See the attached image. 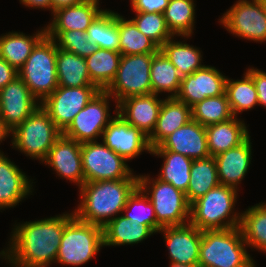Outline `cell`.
<instances>
[{
	"label": "cell",
	"instance_id": "31",
	"mask_svg": "<svg viewBox=\"0 0 266 267\" xmlns=\"http://www.w3.org/2000/svg\"><path fill=\"white\" fill-rule=\"evenodd\" d=\"M190 175L185 194L189 204L220 184L215 157L213 156L193 160Z\"/></svg>",
	"mask_w": 266,
	"mask_h": 267
},
{
	"label": "cell",
	"instance_id": "48",
	"mask_svg": "<svg viewBox=\"0 0 266 267\" xmlns=\"http://www.w3.org/2000/svg\"><path fill=\"white\" fill-rule=\"evenodd\" d=\"M12 131L6 126V124L0 119V144L5 141L7 137H11ZM0 154H4L0 150Z\"/></svg>",
	"mask_w": 266,
	"mask_h": 267
},
{
	"label": "cell",
	"instance_id": "7",
	"mask_svg": "<svg viewBox=\"0 0 266 267\" xmlns=\"http://www.w3.org/2000/svg\"><path fill=\"white\" fill-rule=\"evenodd\" d=\"M138 186L150 199L157 218V232L165 226H182L189 223L190 204L185 193L170 183L138 175Z\"/></svg>",
	"mask_w": 266,
	"mask_h": 267
},
{
	"label": "cell",
	"instance_id": "40",
	"mask_svg": "<svg viewBox=\"0 0 266 267\" xmlns=\"http://www.w3.org/2000/svg\"><path fill=\"white\" fill-rule=\"evenodd\" d=\"M124 212V214H123ZM122 215L132 222L148 225L155 233H157V218L155 210L148 196L138 186L128 198L126 206L122 211Z\"/></svg>",
	"mask_w": 266,
	"mask_h": 267
},
{
	"label": "cell",
	"instance_id": "26",
	"mask_svg": "<svg viewBox=\"0 0 266 267\" xmlns=\"http://www.w3.org/2000/svg\"><path fill=\"white\" fill-rule=\"evenodd\" d=\"M46 35V28L30 35L23 32H8L0 35V57L17 71L27 61L36 44Z\"/></svg>",
	"mask_w": 266,
	"mask_h": 267
},
{
	"label": "cell",
	"instance_id": "5",
	"mask_svg": "<svg viewBox=\"0 0 266 267\" xmlns=\"http://www.w3.org/2000/svg\"><path fill=\"white\" fill-rule=\"evenodd\" d=\"M56 55L55 40L45 35L18 70V76L40 103L58 87Z\"/></svg>",
	"mask_w": 266,
	"mask_h": 267
},
{
	"label": "cell",
	"instance_id": "10",
	"mask_svg": "<svg viewBox=\"0 0 266 267\" xmlns=\"http://www.w3.org/2000/svg\"><path fill=\"white\" fill-rule=\"evenodd\" d=\"M81 158L85 182L138 178L127 161L103 142L82 143Z\"/></svg>",
	"mask_w": 266,
	"mask_h": 267
},
{
	"label": "cell",
	"instance_id": "16",
	"mask_svg": "<svg viewBox=\"0 0 266 267\" xmlns=\"http://www.w3.org/2000/svg\"><path fill=\"white\" fill-rule=\"evenodd\" d=\"M227 77L214 66L206 65L182 78L176 99L192 107L207 97L225 93Z\"/></svg>",
	"mask_w": 266,
	"mask_h": 267
},
{
	"label": "cell",
	"instance_id": "43",
	"mask_svg": "<svg viewBox=\"0 0 266 267\" xmlns=\"http://www.w3.org/2000/svg\"><path fill=\"white\" fill-rule=\"evenodd\" d=\"M134 12L161 13L168 6L169 0H130Z\"/></svg>",
	"mask_w": 266,
	"mask_h": 267
},
{
	"label": "cell",
	"instance_id": "22",
	"mask_svg": "<svg viewBox=\"0 0 266 267\" xmlns=\"http://www.w3.org/2000/svg\"><path fill=\"white\" fill-rule=\"evenodd\" d=\"M249 136L239 146L215 156L217 173L221 185L239 191V184L249 171L252 160V142Z\"/></svg>",
	"mask_w": 266,
	"mask_h": 267
},
{
	"label": "cell",
	"instance_id": "2",
	"mask_svg": "<svg viewBox=\"0 0 266 267\" xmlns=\"http://www.w3.org/2000/svg\"><path fill=\"white\" fill-rule=\"evenodd\" d=\"M137 187L138 178L85 182L79 188L80 202L74 214L80 221L104 228L122 214Z\"/></svg>",
	"mask_w": 266,
	"mask_h": 267
},
{
	"label": "cell",
	"instance_id": "21",
	"mask_svg": "<svg viewBox=\"0 0 266 267\" xmlns=\"http://www.w3.org/2000/svg\"><path fill=\"white\" fill-rule=\"evenodd\" d=\"M163 99L154 93L132 96L118 103V114L148 137L152 134Z\"/></svg>",
	"mask_w": 266,
	"mask_h": 267
},
{
	"label": "cell",
	"instance_id": "3",
	"mask_svg": "<svg viewBox=\"0 0 266 267\" xmlns=\"http://www.w3.org/2000/svg\"><path fill=\"white\" fill-rule=\"evenodd\" d=\"M237 196L238 190L219 184L190 204L189 223L201 231L239 227L241 212L235 209Z\"/></svg>",
	"mask_w": 266,
	"mask_h": 267
},
{
	"label": "cell",
	"instance_id": "4",
	"mask_svg": "<svg viewBox=\"0 0 266 267\" xmlns=\"http://www.w3.org/2000/svg\"><path fill=\"white\" fill-rule=\"evenodd\" d=\"M240 227L203 230L200 267H248L254 260L247 251Z\"/></svg>",
	"mask_w": 266,
	"mask_h": 267
},
{
	"label": "cell",
	"instance_id": "30",
	"mask_svg": "<svg viewBox=\"0 0 266 267\" xmlns=\"http://www.w3.org/2000/svg\"><path fill=\"white\" fill-rule=\"evenodd\" d=\"M175 36L167 40L161 47L160 51L176 67L180 76L191 75L196 70L203 68L202 51L184 41L174 40Z\"/></svg>",
	"mask_w": 266,
	"mask_h": 267
},
{
	"label": "cell",
	"instance_id": "11",
	"mask_svg": "<svg viewBox=\"0 0 266 267\" xmlns=\"http://www.w3.org/2000/svg\"><path fill=\"white\" fill-rule=\"evenodd\" d=\"M111 99L118 107V104L108 92L100 90L74 117L62 134L80 144L97 141L99 137L101 139L104 129L114 118L109 107Z\"/></svg>",
	"mask_w": 266,
	"mask_h": 267
},
{
	"label": "cell",
	"instance_id": "35",
	"mask_svg": "<svg viewBox=\"0 0 266 267\" xmlns=\"http://www.w3.org/2000/svg\"><path fill=\"white\" fill-rule=\"evenodd\" d=\"M86 34L98 48L120 52L118 12L103 10L87 28Z\"/></svg>",
	"mask_w": 266,
	"mask_h": 267
},
{
	"label": "cell",
	"instance_id": "33",
	"mask_svg": "<svg viewBox=\"0 0 266 267\" xmlns=\"http://www.w3.org/2000/svg\"><path fill=\"white\" fill-rule=\"evenodd\" d=\"M239 227L248 248L266 253V203L260 202L242 211Z\"/></svg>",
	"mask_w": 266,
	"mask_h": 267
},
{
	"label": "cell",
	"instance_id": "51",
	"mask_svg": "<svg viewBox=\"0 0 266 267\" xmlns=\"http://www.w3.org/2000/svg\"><path fill=\"white\" fill-rule=\"evenodd\" d=\"M263 3H264V7L266 9V0H263Z\"/></svg>",
	"mask_w": 266,
	"mask_h": 267
},
{
	"label": "cell",
	"instance_id": "47",
	"mask_svg": "<svg viewBox=\"0 0 266 267\" xmlns=\"http://www.w3.org/2000/svg\"><path fill=\"white\" fill-rule=\"evenodd\" d=\"M85 0H51L52 14L58 9L73 6L84 2Z\"/></svg>",
	"mask_w": 266,
	"mask_h": 267
},
{
	"label": "cell",
	"instance_id": "20",
	"mask_svg": "<svg viewBox=\"0 0 266 267\" xmlns=\"http://www.w3.org/2000/svg\"><path fill=\"white\" fill-rule=\"evenodd\" d=\"M33 181L8 156L0 154V211L14 208L32 195Z\"/></svg>",
	"mask_w": 266,
	"mask_h": 267
},
{
	"label": "cell",
	"instance_id": "42",
	"mask_svg": "<svg viewBox=\"0 0 266 267\" xmlns=\"http://www.w3.org/2000/svg\"><path fill=\"white\" fill-rule=\"evenodd\" d=\"M131 20L138 30L150 38L159 48L173 37L167 28L164 14L135 12V16Z\"/></svg>",
	"mask_w": 266,
	"mask_h": 267
},
{
	"label": "cell",
	"instance_id": "34",
	"mask_svg": "<svg viewBox=\"0 0 266 267\" xmlns=\"http://www.w3.org/2000/svg\"><path fill=\"white\" fill-rule=\"evenodd\" d=\"M121 56L120 52L97 48L85 58L90 80L100 90H105L115 78Z\"/></svg>",
	"mask_w": 266,
	"mask_h": 267
},
{
	"label": "cell",
	"instance_id": "13",
	"mask_svg": "<svg viewBox=\"0 0 266 267\" xmlns=\"http://www.w3.org/2000/svg\"><path fill=\"white\" fill-rule=\"evenodd\" d=\"M99 91L97 86H58L41 103V107L63 132Z\"/></svg>",
	"mask_w": 266,
	"mask_h": 267
},
{
	"label": "cell",
	"instance_id": "32",
	"mask_svg": "<svg viewBox=\"0 0 266 267\" xmlns=\"http://www.w3.org/2000/svg\"><path fill=\"white\" fill-rule=\"evenodd\" d=\"M150 79L152 93L156 95L169 93L166 94V98L176 97L182 81L176 67L160 50L152 58Z\"/></svg>",
	"mask_w": 266,
	"mask_h": 267
},
{
	"label": "cell",
	"instance_id": "29",
	"mask_svg": "<svg viewBox=\"0 0 266 267\" xmlns=\"http://www.w3.org/2000/svg\"><path fill=\"white\" fill-rule=\"evenodd\" d=\"M150 154L163 158L160 173L156 178L172 184L186 194L193 159L172 151H151Z\"/></svg>",
	"mask_w": 266,
	"mask_h": 267
},
{
	"label": "cell",
	"instance_id": "23",
	"mask_svg": "<svg viewBox=\"0 0 266 267\" xmlns=\"http://www.w3.org/2000/svg\"><path fill=\"white\" fill-rule=\"evenodd\" d=\"M99 2L85 0L84 2L58 9L53 12L51 22L46 24V31H87L94 19L104 10Z\"/></svg>",
	"mask_w": 266,
	"mask_h": 267
},
{
	"label": "cell",
	"instance_id": "6",
	"mask_svg": "<svg viewBox=\"0 0 266 267\" xmlns=\"http://www.w3.org/2000/svg\"><path fill=\"white\" fill-rule=\"evenodd\" d=\"M11 135L13 148L43 163L62 131L40 105Z\"/></svg>",
	"mask_w": 266,
	"mask_h": 267
},
{
	"label": "cell",
	"instance_id": "50",
	"mask_svg": "<svg viewBox=\"0 0 266 267\" xmlns=\"http://www.w3.org/2000/svg\"><path fill=\"white\" fill-rule=\"evenodd\" d=\"M248 267H256L255 261H253Z\"/></svg>",
	"mask_w": 266,
	"mask_h": 267
},
{
	"label": "cell",
	"instance_id": "36",
	"mask_svg": "<svg viewBox=\"0 0 266 267\" xmlns=\"http://www.w3.org/2000/svg\"><path fill=\"white\" fill-rule=\"evenodd\" d=\"M196 5L194 0H169L164 11L167 28L173 36L189 39L195 25Z\"/></svg>",
	"mask_w": 266,
	"mask_h": 267
},
{
	"label": "cell",
	"instance_id": "49",
	"mask_svg": "<svg viewBox=\"0 0 266 267\" xmlns=\"http://www.w3.org/2000/svg\"><path fill=\"white\" fill-rule=\"evenodd\" d=\"M170 267H200L199 265H188L183 263L170 262Z\"/></svg>",
	"mask_w": 266,
	"mask_h": 267
},
{
	"label": "cell",
	"instance_id": "9",
	"mask_svg": "<svg viewBox=\"0 0 266 267\" xmlns=\"http://www.w3.org/2000/svg\"><path fill=\"white\" fill-rule=\"evenodd\" d=\"M155 54L122 55L116 76L105 89L118 104L123 99L152 93L150 68Z\"/></svg>",
	"mask_w": 266,
	"mask_h": 267
},
{
	"label": "cell",
	"instance_id": "37",
	"mask_svg": "<svg viewBox=\"0 0 266 267\" xmlns=\"http://www.w3.org/2000/svg\"><path fill=\"white\" fill-rule=\"evenodd\" d=\"M225 93L234 116L258 105V95L253 78L246 71L239 80L226 79Z\"/></svg>",
	"mask_w": 266,
	"mask_h": 267
},
{
	"label": "cell",
	"instance_id": "12",
	"mask_svg": "<svg viewBox=\"0 0 266 267\" xmlns=\"http://www.w3.org/2000/svg\"><path fill=\"white\" fill-rule=\"evenodd\" d=\"M218 20L236 37L258 43L266 41V9L263 0H238Z\"/></svg>",
	"mask_w": 266,
	"mask_h": 267
},
{
	"label": "cell",
	"instance_id": "1",
	"mask_svg": "<svg viewBox=\"0 0 266 267\" xmlns=\"http://www.w3.org/2000/svg\"><path fill=\"white\" fill-rule=\"evenodd\" d=\"M74 216L72 211L15 223L8 247L0 251V258L12 267H48L55 264L64 227Z\"/></svg>",
	"mask_w": 266,
	"mask_h": 267
},
{
	"label": "cell",
	"instance_id": "8",
	"mask_svg": "<svg viewBox=\"0 0 266 267\" xmlns=\"http://www.w3.org/2000/svg\"><path fill=\"white\" fill-rule=\"evenodd\" d=\"M104 247L103 228L74 216L64 227L55 263L81 266Z\"/></svg>",
	"mask_w": 266,
	"mask_h": 267
},
{
	"label": "cell",
	"instance_id": "38",
	"mask_svg": "<svg viewBox=\"0 0 266 267\" xmlns=\"http://www.w3.org/2000/svg\"><path fill=\"white\" fill-rule=\"evenodd\" d=\"M118 32L121 55L156 54L159 47L142 32L131 19L118 13Z\"/></svg>",
	"mask_w": 266,
	"mask_h": 267
},
{
	"label": "cell",
	"instance_id": "18",
	"mask_svg": "<svg viewBox=\"0 0 266 267\" xmlns=\"http://www.w3.org/2000/svg\"><path fill=\"white\" fill-rule=\"evenodd\" d=\"M157 233L163 234L170 262L198 265L202 231L196 226H165Z\"/></svg>",
	"mask_w": 266,
	"mask_h": 267
},
{
	"label": "cell",
	"instance_id": "46",
	"mask_svg": "<svg viewBox=\"0 0 266 267\" xmlns=\"http://www.w3.org/2000/svg\"><path fill=\"white\" fill-rule=\"evenodd\" d=\"M20 4H23L25 7L34 8V9H47L51 10L52 14V5L51 0H19Z\"/></svg>",
	"mask_w": 266,
	"mask_h": 267
},
{
	"label": "cell",
	"instance_id": "39",
	"mask_svg": "<svg viewBox=\"0 0 266 267\" xmlns=\"http://www.w3.org/2000/svg\"><path fill=\"white\" fill-rule=\"evenodd\" d=\"M192 120L207 127L234 117L226 93L207 97L191 107Z\"/></svg>",
	"mask_w": 266,
	"mask_h": 267
},
{
	"label": "cell",
	"instance_id": "27",
	"mask_svg": "<svg viewBox=\"0 0 266 267\" xmlns=\"http://www.w3.org/2000/svg\"><path fill=\"white\" fill-rule=\"evenodd\" d=\"M153 234L148 225L132 222L121 214L103 228L104 247L138 244Z\"/></svg>",
	"mask_w": 266,
	"mask_h": 267
},
{
	"label": "cell",
	"instance_id": "15",
	"mask_svg": "<svg viewBox=\"0 0 266 267\" xmlns=\"http://www.w3.org/2000/svg\"><path fill=\"white\" fill-rule=\"evenodd\" d=\"M40 105L19 76L0 89V119L11 131Z\"/></svg>",
	"mask_w": 266,
	"mask_h": 267
},
{
	"label": "cell",
	"instance_id": "14",
	"mask_svg": "<svg viewBox=\"0 0 266 267\" xmlns=\"http://www.w3.org/2000/svg\"><path fill=\"white\" fill-rule=\"evenodd\" d=\"M115 108V116L104 129L101 141L128 162L141 155L142 152L150 154L152 148L148 136L138 128L131 126L118 114V107Z\"/></svg>",
	"mask_w": 266,
	"mask_h": 267
},
{
	"label": "cell",
	"instance_id": "28",
	"mask_svg": "<svg viewBox=\"0 0 266 267\" xmlns=\"http://www.w3.org/2000/svg\"><path fill=\"white\" fill-rule=\"evenodd\" d=\"M56 68L58 86H96L91 80L84 57L61 50L57 47Z\"/></svg>",
	"mask_w": 266,
	"mask_h": 267
},
{
	"label": "cell",
	"instance_id": "25",
	"mask_svg": "<svg viewBox=\"0 0 266 267\" xmlns=\"http://www.w3.org/2000/svg\"><path fill=\"white\" fill-rule=\"evenodd\" d=\"M192 120L191 107L176 98H164L156 126L148 137L151 148L158 146L167 136Z\"/></svg>",
	"mask_w": 266,
	"mask_h": 267
},
{
	"label": "cell",
	"instance_id": "17",
	"mask_svg": "<svg viewBox=\"0 0 266 267\" xmlns=\"http://www.w3.org/2000/svg\"><path fill=\"white\" fill-rule=\"evenodd\" d=\"M52 167L60 179L69 180L80 188L85 183L82 167L81 144L76 140L61 135L43 161Z\"/></svg>",
	"mask_w": 266,
	"mask_h": 267
},
{
	"label": "cell",
	"instance_id": "19",
	"mask_svg": "<svg viewBox=\"0 0 266 267\" xmlns=\"http://www.w3.org/2000/svg\"><path fill=\"white\" fill-rule=\"evenodd\" d=\"M152 151H172L193 160L208 158L210 154L205 126L190 120L152 148Z\"/></svg>",
	"mask_w": 266,
	"mask_h": 267
},
{
	"label": "cell",
	"instance_id": "41",
	"mask_svg": "<svg viewBox=\"0 0 266 267\" xmlns=\"http://www.w3.org/2000/svg\"><path fill=\"white\" fill-rule=\"evenodd\" d=\"M46 35L54 39L61 50L86 58L97 50V46L88 40L86 31H46Z\"/></svg>",
	"mask_w": 266,
	"mask_h": 267
},
{
	"label": "cell",
	"instance_id": "24",
	"mask_svg": "<svg viewBox=\"0 0 266 267\" xmlns=\"http://www.w3.org/2000/svg\"><path fill=\"white\" fill-rule=\"evenodd\" d=\"M240 119L234 116L227 121L205 127L210 156L215 157L237 147L250 136L248 126Z\"/></svg>",
	"mask_w": 266,
	"mask_h": 267
},
{
	"label": "cell",
	"instance_id": "44",
	"mask_svg": "<svg viewBox=\"0 0 266 267\" xmlns=\"http://www.w3.org/2000/svg\"><path fill=\"white\" fill-rule=\"evenodd\" d=\"M253 78L258 95V106L266 108V72L254 67L246 69Z\"/></svg>",
	"mask_w": 266,
	"mask_h": 267
},
{
	"label": "cell",
	"instance_id": "45",
	"mask_svg": "<svg viewBox=\"0 0 266 267\" xmlns=\"http://www.w3.org/2000/svg\"><path fill=\"white\" fill-rule=\"evenodd\" d=\"M18 77V71L0 57V89Z\"/></svg>",
	"mask_w": 266,
	"mask_h": 267
}]
</instances>
